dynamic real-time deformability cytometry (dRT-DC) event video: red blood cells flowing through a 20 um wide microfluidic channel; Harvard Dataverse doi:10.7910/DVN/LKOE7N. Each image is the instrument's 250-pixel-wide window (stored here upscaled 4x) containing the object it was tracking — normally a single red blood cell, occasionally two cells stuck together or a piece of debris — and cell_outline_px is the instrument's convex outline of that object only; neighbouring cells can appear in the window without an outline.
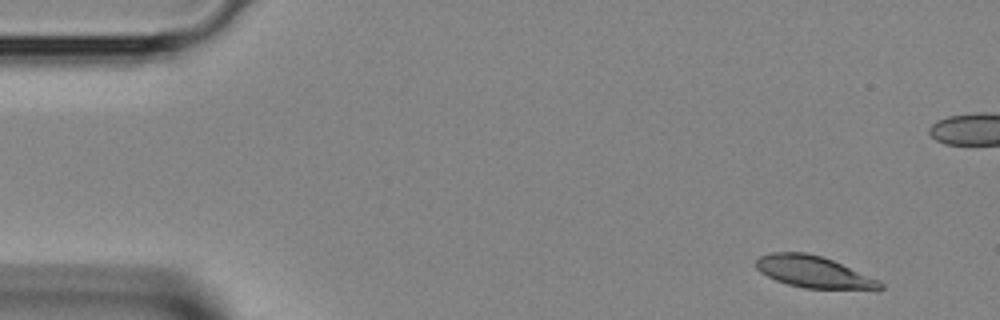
{"species": "Egyptian fruit bat (a non-hibernating species)", "species_latin": "Rousettus aegyptiacus", "temperature_condition": "room temperature", "stored_images_in_passage": 4, "camera_frame_rate_fps": 3000, "um_per_image_px": 0.085, "animal": {"sex": "female"}, "frame": {"image": 1, "passage_image": 1, "time_ms": 0.0, "image_size_px": [1000, 320], "cell_outline_px": [[884, 288], [876, 292], [804, 288], [788, 284], [776, 280], [760, 272], [756, 268], [756, 260], [760, 256], [772, 252], [804, 252], [820, 256], [832, 260], [880, 280], [884, 284]], "centroid_in_image_um": [69.28, 23.17], "position_along_channel_um": 15.7, "area_um2": 23.58}}
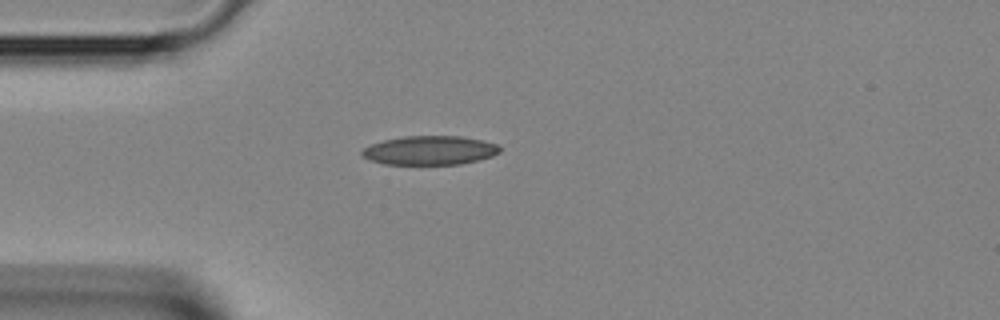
{"frame": {"image": 2, "passage_image": 4, "time_ms": 1.0, "image_size_px": [1000, 320], "cell_outline_px": [[500, 152], [492, 156], [480, 160], [460, 164], [384, 164], [368, 160], [360, 156], [360, 152], [364, 148], [372, 144], [384, 140], [404, 136], [460, 136], [484, 140], [496, 144], [500, 148]], "centroid_in_image_um": [36.52, 12.78], "position_along_channel_um": 48.5, "area_um2": 23.41}}